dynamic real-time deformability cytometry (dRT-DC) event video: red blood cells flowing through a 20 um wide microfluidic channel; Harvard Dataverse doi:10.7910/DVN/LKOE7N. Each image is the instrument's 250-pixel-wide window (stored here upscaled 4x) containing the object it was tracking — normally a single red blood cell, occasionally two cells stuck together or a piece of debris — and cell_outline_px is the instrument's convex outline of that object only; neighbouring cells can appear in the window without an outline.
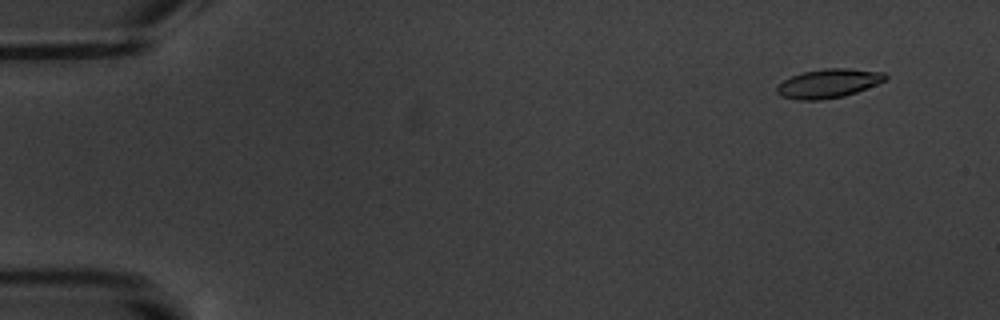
{"species": "common noctule bat (a hibernating species)", "species_latin": "Nyctalus noctula", "temperature_condition": "warm", "stored_images_in_passage": 5, "camera_frame_rate_fps": 3000, "um_per_image_px": 0.085, "animal": {"sex": "male", "body_mass_g": 20.1, "forearm_length_mm": 53.5}, "frame": {"image": 1, "passage_image": 1, "time_ms": 0.0, "image_size_px": [1000, 320], "cell_outline_px": [[888, 80], [856, 92], [844, 96], [820, 100], [796, 100], [780, 96], [776, 92], [776, 88], [784, 80], [792, 76], [804, 72], [824, 68], [848, 68], [884, 72], [888, 76]], "centroid_in_image_um": [70.44, 7.09], "position_along_channel_um": 14.6, "area_um2": 18.38}}
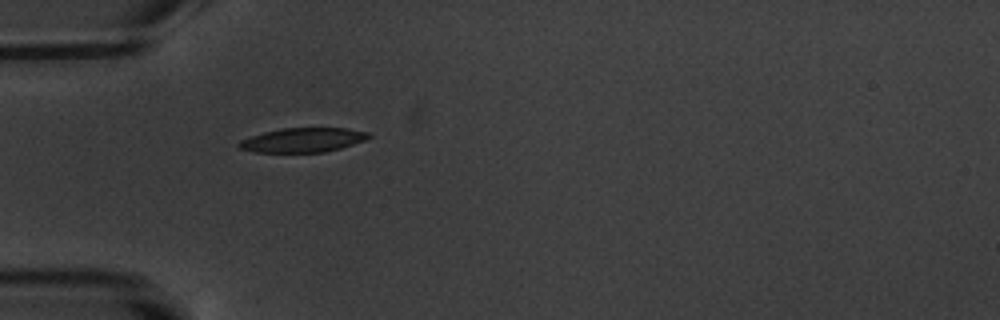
{"frame": {"image": 2, "passage_image": 5, "time_ms": 4.667, "image_size_px": [1000, 320], "cell_outline_px": [[372, 136], [364, 140], [340, 148], [324, 152], [256, 152], [240, 148], [236, 144], [240, 140], [264, 132], [280, 128], [348, 128], [368, 132]], "centroid_in_image_um": [25.74, 11.89], "position_along_channel_um": 59.3, "area_um2": 18.26}}